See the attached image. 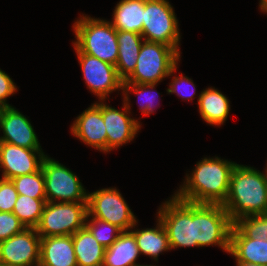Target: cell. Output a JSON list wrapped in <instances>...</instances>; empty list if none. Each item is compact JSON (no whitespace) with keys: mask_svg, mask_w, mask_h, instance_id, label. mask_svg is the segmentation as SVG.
Returning <instances> with one entry per match:
<instances>
[{"mask_svg":"<svg viewBox=\"0 0 267 266\" xmlns=\"http://www.w3.org/2000/svg\"><path fill=\"white\" fill-rule=\"evenodd\" d=\"M237 163L220 157L204 158L174 195L192 203L223 204L228 196L230 178Z\"/></svg>","mask_w":267,"mask_h":266,"instance_id":"obj_1","label":"cell"},{"mask_svg":"<svg viewBox=\"0 0 267 266\" xmlns=\"http://www.w3.org/2000/svg\"><path fill=\"white\" fill-rule=\"evenodd\" d=\"M222 206L233 223L244 216L267 214V178L264 172L236 164Z\"/></svg>","mask_w":267,"mask_h":266,"instance_id":"obj_2","label":"cell"},{"mask_svg":"<svg viewBox=\"0 0 267 266\" xmlns=\"http://www.w3.org/2000/svg\"><path fill=\"white\" fill-rule=\"evenodd\" d=\"M73 30L76 41L72 43L82 53L116 65L118 59L117 30L111 21L83 15L75 21Z\"/></svg>","mask_w":267,"mask_h":266,"instance_id":"obj_3","label":"cell"},{"mask_svg":"<svg viewBox=\"0 0 267 266\" xmlns=\"http://www.w3.org/2000/svg\"><path fill=\"white\" fill-rule=\"evenodd\" d=\"M180 51L163 43L144 40L133 73L123 82L158 84L177 69Z\"/></svg>","mask_w":267,"mask_h":266,"instance_id":"obj_4","label":"cell"},{"mask_svg":"<svg viewBox=\"0 0 267 266\" xmlns=\"http://www.w3.org/2000/svg\"><path fill=\"white\" fill-rule=\"evenodd\" d=\"M233 224L222 204L194 203L197 247L218 245L229 253Z\"/></svg>","mask_w":267,"mask_h":266,"instance_id":"obj_5","label":"cell"},{"mask_svg":"<svg viewBox=\"0 0 267 266\" xmlns=\"http://www.w3.org/2000/svg\"><path fill=\"white\" fill-rule=\"evenodd\" d=\"M87 202H46L36 227L40 237L73 235L85 227Z\"/></svg>","mask_w":267,"mask_h":266,"instance_id":"obj_6","label":"cell"},{"mask_svg":"<svg viewBox=\"0 0 267 266\" xmlns=\"http://www.w3.org/2000/svg\"><path fill=\"white\" fill-rule=\"evenodd\" d=\"M157 213L167 231L171 250L178 247H197L194 203L182 201L173 195L163 203Z\"/></svg>","mask_w":267,"mask_h":266,"instance_id":"obj_7","label":"cell"},{"mask_svg":"<svg viewBox=\"0 0 267 266\" xmlns=\"http://www.w3.org/2000/svg\"><path fill=\"white\" fill-rule=\"evenodd\" d=\"M173 6L167 0H145L142 37L179 49L180 32Z\"/></svg>","mask_w":267,"mask_h":266,"instance_id":"obj_8","label":"cell"},{"mask_svg":"<svg viewBox=\"0 0 267 266\" xmlns=\"http://www.w3.org/2000/svg\"><path fill=\"white\" fill-rule=\"evenodd\" d=\"M87 211V217L108 222L122 231H129L138 223L134 213L116 188H103L88 193Z\"/></svg>","mask_w":267,"mask_h":266,"instance_id":"obj_9","label":"cell"},{"mask_svg":"<svg viewBox=\"0 0 267 266\" xmlns=\"http://www.w3.org/2000/svg\"><path fill=\"white\" fill-rule=\"evenodd\" d=\"M42 170L48 202H87L88 193L79 178L63 164L46 156Z\"/></svg>","mask_w":267,"mask_h":266,"instance_id":"obj_10","label":"cell"},{"mask_svg":"<svg viewBox=\"0 0 267 266\" xmlns=\"http://www.w3.org/2000/svg\"><path fill=\"white\" fill-rule=\"evenodd\" d=\"M73 46L77 53L87 88L92 93L98 96L101 101H105L111 92L122 90L123 81L118 77L116 67L113 64L82 53L74 44Z\"/></svg>","mask_w":267,"mask_h":266,"instance_id":"obj_11","label":"cell"},{"mask_svg":"<svg viewBox=\"0 0 267 266\" xmlns=\"http://www.w3.org/2000/svg\"><path fill=\"white\" fill-rule=\"evenodd\" d=\"M40 240L36 228H25L0 242V262L5 266H39Z\"/></svg>","mask_w":267,"mask_h":266,"instance_id":"obj_12","label":"cell"},{"mask_svg":"<svg viewBox=\"0 0 267 266\" xmlns=\"http://www.w3.org/2000/svg\"><path fill=\"white\" fill-rule=\"evenodd\" d=\"M123 110H118L101 102V113L107 132V153L134 139L141 127L140 121L129 117V95L123 94Z\"/></svg>","mask_w":267,"mask_h":266,"instance_id":"obj_13","label":"cell"},{"mask_svg":"<svg viewBox=\"0 0 267 266\" xmlns=\"http://www.w3.org/2000/svg\"><path fill=\"white\" fill-rule=\"evenodd\" d=\"M46 156L42 149H28L7 142H0L2 178L11 180L20 175L39 171Z\"/></svg>","mask_w":267,"mask_h":266,"instance_id":"obj_14","label":"cell"},{"mask_svg":"<svg viewBox=\"0 0 267 266\" xmlns=\"http://www.w3.org/2000/svg\"><path fill=\"white\" fill-rule=\"evenodd\" d=\"M0 142L28 149H42L32 124L13 106L0 109Z\"/></svg>","mask_w":267,"mask_h":266,"instance_id":"obj_15","label":"cell"},{"mask_svg":"<svg viewBox=\"0 0 267 266\" xmlns=\"http://www.w3.org/2000/svg\"><path fill=\"white\" fill-rule=\"evenodd\" d=\"M71 132L86 145L107 153V132L101 113V100L85 109L75 119Z\"/></svg>","mask_w":267,"mask_h":266,"instance_id":"obj_16","label":"cell"},{"mask_svg":"<svg viewBox=\"0 0 267 266\" xmlns=\"http://www.w3.org/2000/svg\"><path fill=\"white\" fill-rule=\"evenodd\" d=\"M39 266H77L72 235L41 237Z\"/></svg>","mask_w":267,"mask_h":266,"instance_id":"obj_17","label":"cell"},{"mask_svg":"<svg viewBox=\"0 0 267 266\" xmlns=\"http://www.w3.org/2000/svg\"><path fill=\"white\" fill-rule=\"evenodd\" d=\"M229 254L235 257L236 261L267 265V240L247 238L233 224Z\"/></svg>","mask_w":267,"mask_h":266,"instance_id":"obj_18","label":"cell"},{"mask_svg":"<svg viewBox=\"0 0 267 266\" xmlns=\"http://www.w3.org/2000/svg\"><path fill=\"white\" fill-rule=\"evenodd\" d=\"M143 40L141 34L117 30L118 59L115 67L122 81L133 73Z\"/></svg>","mask_w":267,"mask_h":266,"instance_id":"obj_19","label":"cell"},{"mask_svg":"<svg viewBox=\"0 0 267 266\" xmlns=\"http://www.w3.org/2000/svg\"><path fill=\"white\" fill-rule=\"evenodd\" d=\"M198 107L206 123L218 126L225 123L230 111V102L223 93L208 87L199 94Z\"/></svg>","mask_w":267,"mask_h":266,"instance_id":"obj_20","label":"cell"},{"mask_svg":"<svg viewBox=\"0 0 267 266\" xmlns=\"http://www.w3.org/2000/svg\"><path fill=\"white\" fill-rule=\"evenodd\" d=\"M140 255L134 234L123 231L117 240L105 249L102 266H136Z\"/></svg>","mask_w":267,"mask_h":266,"instance_id":"obj_21","label":"cell"},{"mask_svg":"<svg viewBox=\"0 0 267 266\" xmlns=\"http://www.w3.org/2000/svg\"><path fill=\"white\" fill-rule=\"evenodd\" d=\"M145 0H121L113 11L112 25L116 30L142 33Z\"/></svg>","mask_w":267,"mask_h":266,"instance_id":"obj_22","label":"cell"},{"mask_svg":"<svg viewBox=\"0 0 267 266\" xmlns=\"http://www.w3.org/2000/svg\"><path fill=\"white\" fill-rule=\"evenodd\" d=\"M72 240L77 266H102L106 248L86 227L74 233Z\"/></svg>","mask_w":267,"mask_h":266,"instance_id":"obj_23","label":"cell"},{"mask_svg":"<svg viewBox=\"0 0 267 266\" xmlns=\"http://www.w3.org/2000/svg\"><path fill=\"white\" fill-rule=\"evenodd\" d=\"M157 222L155 228L142 230L131 228L130 230L134 234L140 254L147 255L156 261L160 253L171 250L167 231L159 217Z\"/></svg>","mask_w":267,"mask_h":266,"instance_id":"obj_24","label":"cell"},{"mask_svg":"<svg viewBox=\"0 0 267 266\" xmlns=\"http://www.w3.org/2000/svg\"><path fill=\"white\" fill-rule=\"evenodd\" d=\"M47 198H32L18 194L13 213L25 228H36L40 222Z\"/></svg>","mask_w":267,"mask_h":266,"instance_id":"obj_25","label":"cell"},{"mask_svg":"<svg viewBox=\"0 0 267 266\" xmlns=\"http://www.w3.org/2000/svg\"><path fill=\"white\" fill-rule=\"evenodd\" d=\"M18 194L32 198H46L42 168L35 173L20 175L11 179Z\"/></svg>","mask_w":267,"mask_h":266,"instance_id":"obj_26","label":"cell"},{"mask_svg":"<svg viewBox=\"0 0 267 266\" xmlns=\"http://www.w3.org/2000/svg\"><path fill=\"white\" fill-rule=\"evenodd\" d=\"M90 218L91 220H89ZM85 227L105 248L111 246L123 232L115 225L92 217L86 218Z\"/></svg>","mask_w":267,"mask_h":266,"instance_id":"obj_27","label":"cell"},{"mask_svg":"<svg viewBox=\"0 0 267 266\" xmlns=\"http://www.w3.org/2000/svg\"><path fill=\"white\" fill-rule=\"evenodd\" d=\"M234 225L247 238L267 240V214L244 216L236 220Z\"/></svg>","mask_w":267,"mask_h":266,"instance_id":"obj_28","label":"cell"},{"mask_svg":"<svg viewBox=\"0 0 267 266\" xmlns=\"http://www.w3.org/2000/svg\"><path fill=\"white\" fill-rule=\"evenodd\" d=\"M156 85L157 84H137V83H132V82H123L122 93L128 94L132 90V92L135 93L139 97L145 95L146 99L143 100V98H141L142 99L140 103L141 106L139 109L144 115H149L153 113L155 110L154 109L155 105H153V102L156 98V94H160L159 92H157L156 94L155 93L151 94V92H153L151 90L155 89Z\"/></svg>","mask_w":267,"mask_h":266,"instance_id":"obj_29","label":"cell"},{"mask_svg":"<svg viewBox=\"0 0 267 266\" xmlns=\"http://www.w3.org/2000/svg\"><path fill=\"white\" fill-rule=\"evenodd\" d=\"M25 226L13 212H0V242L21 233Z\"/></svg>","mask_w":267,"mask_h":266,"instance_id":"obj_30","label":"cell"},{"mask_svg":"<svg viewBox=\"0 0 267 266\" xmlns=\"http://www.w3.org/2000/svg\"><path fill=\"white\" fill-rule=\"evenodd\" d=\"M183 85L187 86V87H191L186 89L185 86L183 87ZM169 88L166 90L168 92V94H176L178 97H181L184 100H193L194 95L196 94V86L193 82V80L187 76H183V74H181L180 76H174L172 78V82L169 84ZM193 88V89H192ZM184 89V90H183Z\"/></svg>","mask_w":267,"mask_h":266,"instance_id":"obj_31","label":"cell"},{"mask_svg":"<svg viewBox=\"0 0 267 266\" xmlns=\"http://www.w3.org/2000/svg\"><path fill=\"white\" fill-rule=\"evenodd\" d=\"M18 192L11 180L0 179V212H13Z\"/></svg>","mask_w":267,"mask_h":266,"instance_id":"obj_32","label":"cell"},{"mask_svg":"<svg viewBox=\"0 0 267 266\" xmlns=\"http://www.w3.org/2000/svg\"><path fill=\"white\" fill-rule=\"evenodd\" d=\"M16 91L18 90L13 80L0 69V109L11 106L6 102V98L13 95Z\"/></svg>","mask_w":267,"mask_h":266,"instance_id":"obj_33","label":"cell"},{"mask_svg":"<svg viewBox=\"0 0 267 266\" xmlns=\"http://www.w3.org/2000/svg\"><path fill=\"white\" fill-rule=\"evenodd\" d=\"M236 265L237 266H267L264 264H255V263H251V262H244V261H236Z\"/></svg>","mask_w":267,"mask_h":266,"instance_id":"obj_34","label":"cell"},{"mask_svg":"<svg viewBox=\"0 0 267 266\" xmlns=\"http://www.w3.org/2000/svg\"><path fill=\"white\" fill-rule=\"evenodd\" d=\"M259 7L262 12L267 13V0H260Z\"/></svg>","mask_w":267,"mask_h":266,"instance_id":"obj_35","label":"cell"},{"mask_svg":"<svg viewBox=\"0 0 267 266\" xmlns=\"http://www.w3.org/2000/svg\"><path fill=\"white\" fill-rule=\"evenodd\" d=\"M266 167H267V166H266ZM264 173H265V177L267 178V168H266V170H265Z\"/></svg>","mask_w":267,"mask_h":266,"instance_id":"obj_36","label":"cell"},{"mask_svg":"<svg viewBox=\"0 0 267 266\" xmlns=\"http://www.w3.org/2000/svg\"><path fill=\"white\" fill-rule=\"evenodd\" d=\"M136 266H152V265H140V264H138V265H136ZM155 266V265H154Z\"/></svg>","mask_w":267,"mask_h":266,"instance_id":"obj_37","label":"cell"}]
</instances>
